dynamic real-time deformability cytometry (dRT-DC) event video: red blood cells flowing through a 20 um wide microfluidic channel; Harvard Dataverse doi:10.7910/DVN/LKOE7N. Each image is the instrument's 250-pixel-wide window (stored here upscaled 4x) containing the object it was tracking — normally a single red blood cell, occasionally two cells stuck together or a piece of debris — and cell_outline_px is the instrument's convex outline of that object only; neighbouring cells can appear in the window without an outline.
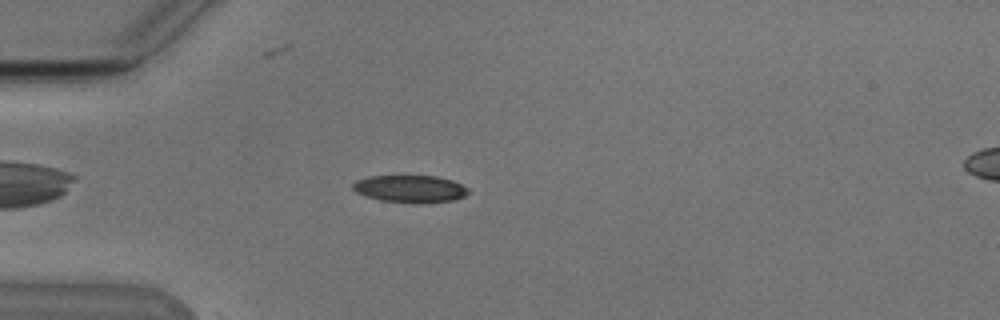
{"species": "Egyptian fruit bat (a non-hibernating species)", "species_latin": "Rousettus aegyptiacus", "temperature_condition": "cold", "stored_images_in_passage": 48, "camera_frame_rate_fps": 3000, "um_per_image_px": 0.085, "animal": {"sex": "male"}, "frame": {"image": 1, "passage_image": 9, "time_ms": 2.667, "image_size_px": [1000, 320], "cell_outline_px": [[468, 192], [464, 196], [452, 200], [424, 204], [412, 204], [380, 200], [364, 196], [356, 192], [352, 188], [352, 184], [356, 180], [368, 176], [436, 176], [452, 180], [468, 188]], "centroid_in_image_um": [34.83, 16.06], "position_along_channel_um": 50.2, "area_um2": 18.61}}
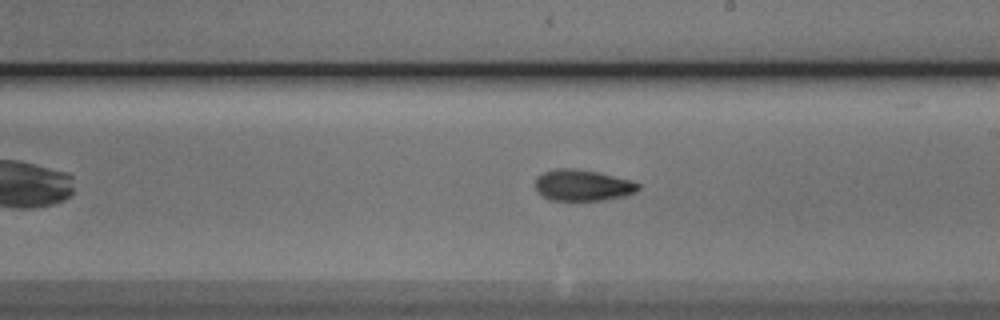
{"frame": {"image": 2, "passage_image": 25, "time_ms": 8.0, "image_size_px": [1000, 320], "cell_outline_px": [[640, 188], [636, 192], [624, 196], [604, 200], [548, 200], [536, 192], [536, 176], [544, 172], [556, 168], [572, 168], [596, 172], [632, 180], [640, 184]], "centroid_in_image_um": [49.51, 15.75], "position_along_channel_um": 239.5, "area_um2": 18.84}}
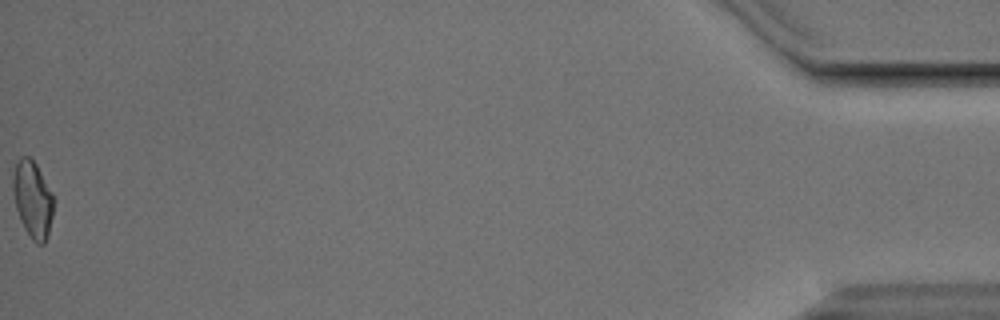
{"frame": {"image": 3, "passage_image": 48, "time_ms": 15.667, "image_size_px": [1000, 320], "cell_outline_px": [[56, 200], [48, 236], [44, 244], [36, 244], [32, 240], [24, 228], [20, 220], [16, 208], [12, 188], [12, 176], [16, 160], [20, 156], [28, 156], [36, 164], [52, 192]], "centroid_in_image_um": [2.79, 16.94], "position_along_channel_um": 432.4, "area_um2": 18.61}, "authors_computed_cell_mechanics": {"area_um2": 18.4093, "velocity_mm_per_s": 3.8088, "shape_relaxation_time_tau1_ms": 7.0901, "shape_relaxation_time_tau2_ms": 5.0102, "deformation_change_tau1": 0.1594, "deformation_change_tau2": 0.1124}}